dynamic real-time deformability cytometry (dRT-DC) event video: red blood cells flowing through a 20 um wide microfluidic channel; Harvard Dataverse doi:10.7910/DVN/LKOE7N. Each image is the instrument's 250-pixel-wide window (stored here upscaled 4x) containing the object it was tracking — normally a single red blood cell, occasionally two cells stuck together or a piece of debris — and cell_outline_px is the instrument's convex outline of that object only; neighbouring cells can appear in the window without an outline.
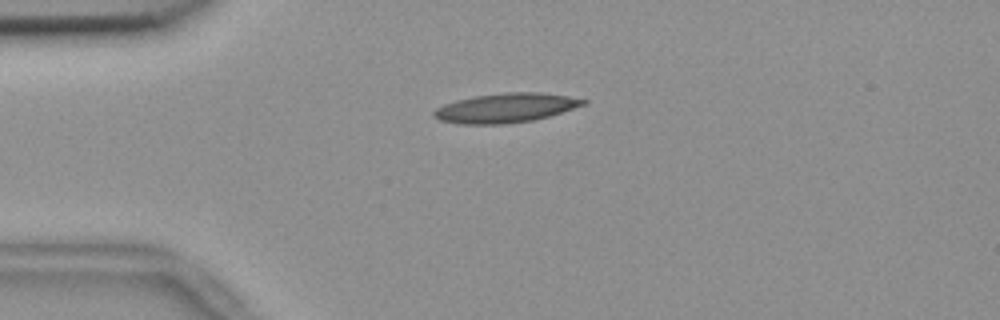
{"species": "common noctule bat (a hibernating species)", "species_latin": "Nyctalus noctula", "temperature_condition": "room temperature", "stored_images_in_passage": 55, "camera_frame_rate_fps": 3000, "um_per_image_px": 0.085, "animal": {"sex": "female", "body_mass_g": 18.4}, "frame": {"image": 1, "passage_image": 13, "time_ms": 4.0, "image_size_px": [1000, 320], "cell_outline_px": [[588, 104], [548, 116], [532, 120], [504, 124], [460, 124], [440, 120], [432, 116], [432, 112], [436, 108], [444, 104], [456, 100], [476, 96], [508, 92], [540, 92], [568, 96], [588, 100]], "centroid_in_image_um": [42.98, 9.17], "position_along_channel_um": 42.0, "area_um2": 25.49}}
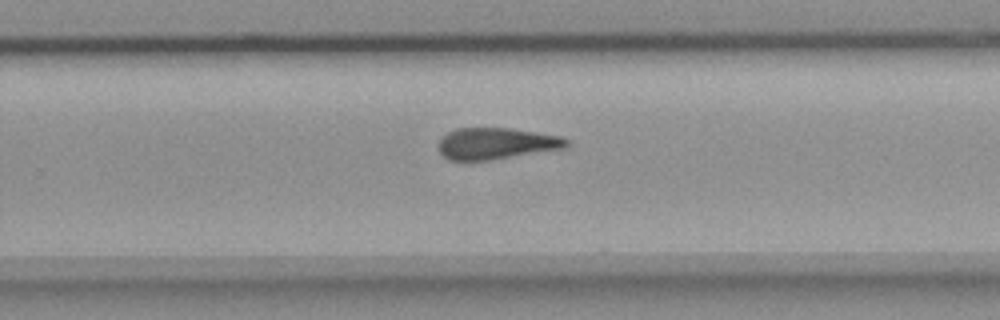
{"frame": {"image": 2, "passage_image": 35, "time_ms": 11.333, "image_size_px": [1000, 320], "cell_outline_px": [[572, 144], [568, 148], [492, 160], [448, 160], [440, 152], [440, 140], [448, 132], [456, 128], [508, 128], [564, 136]], "centroid_in_image_um": [42.28, 12.2], "position_along_channel_um": 287.5, "area_um2": 23.7}}
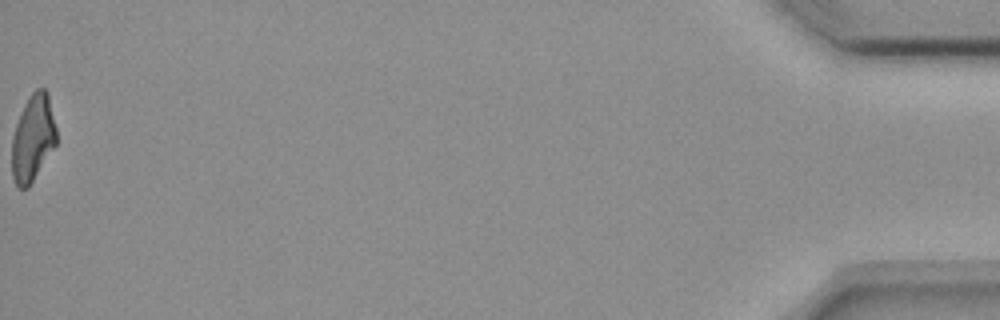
{"frame": {"image": 3, "passage_image": 55, "time_ms": 18.0, "image_size_px": [1000, 320], "cell_outline_px": [[56, 144], [28, 188], [16, 188], [12, 176], [12, 140], [16, 124], [24, 104], [28, 96], [36, 88], [44, 88], [48, 92], [56, 128]], "centroid_in_image_um": [2.79, 11.73], "position_along_channel_um": 432.4, "area_um2": 22.48}, "authors_computed_cell_mechanics": {"area_um2": 24.1026, "velocity_mm_per_s": 3.6838, "shape_relaxation_time_tau1_ms": null, "shape_relaxation_time_tau2_ms": 6.4822, "deformation_change_tau1": null, "deformation_change_tau2": 0.1813}}